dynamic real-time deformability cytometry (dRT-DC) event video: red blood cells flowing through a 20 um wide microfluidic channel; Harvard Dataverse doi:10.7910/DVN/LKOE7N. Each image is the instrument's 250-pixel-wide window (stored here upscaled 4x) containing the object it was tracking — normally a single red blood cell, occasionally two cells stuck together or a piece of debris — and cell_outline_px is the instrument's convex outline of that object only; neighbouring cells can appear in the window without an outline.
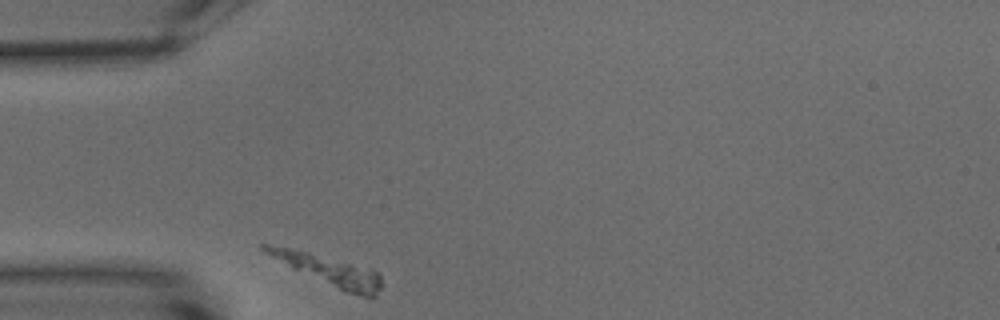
{"species": "common noctule bat (a hibernating species)", "species_latin": "Nyctalus noctula", "temperature_condition": "warm", "stored_images_in_passage": 45, "camera_frame_rate_fps": 3000, "um_per_image_px": 0.085, "animal": {"sex": "male", "body_mass_g": 15.6}, "frame": {"image": 1, "passage_image": 1, "time_ms": 0.0, "image_size_px": [1000, 320], "cell_outline_px": [[384, 284], [376, 296], [364, 296], [348, 292], [292, 268], [264, 252], [260, 248], [260, 244], [268, 244], [308, 252], [372, 268], [380, 276]], "centroid_in_image_um": [28.0, 22.96], "position_along_channel_um": 57.0, "area_um2": 19.71}}
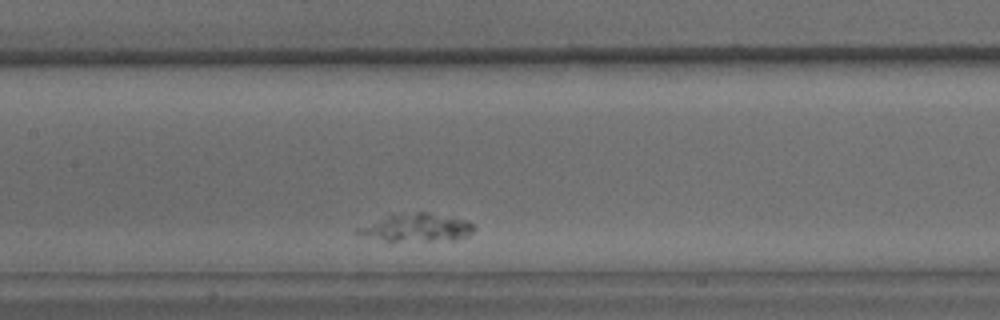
{"frame": {"image": 2, "passage_image": 22, "time_ms": 7.0, "image_size_px": [1000, 320], "cell_outline_px": [[476, 228], [468, 236], [452, 240], [392, 244], [388, 244], [356, 236], [356, 228], [388, 216], [416, 212], [428, 212], [468, 220], [476, 224]], "centroid_in_image_um": [35.36, 19.43], "position_along_channel_um": 172.0, "area_um2": 20.11}}
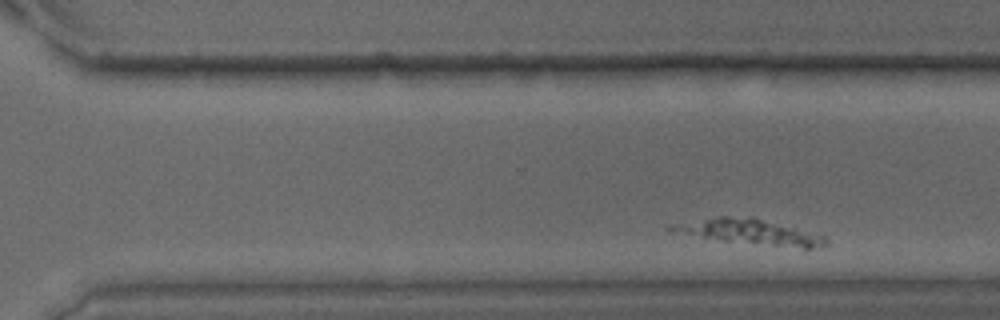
{"frame": {"image": 3, "passage_image": 45, "time_ms": 14.667, "image_size_px": [1000, 320], "cell_outline_px": [[828, 244], [812, 248], [804, 248], [724, 240], [668, 232], [668, 228], [672, 224], [720, 216], [752, 216], [828, 236]], "centroid_in_image_um": [63.77, 19.69], "position_along_channel_um": 306.8, "area_um2": 22.43}}